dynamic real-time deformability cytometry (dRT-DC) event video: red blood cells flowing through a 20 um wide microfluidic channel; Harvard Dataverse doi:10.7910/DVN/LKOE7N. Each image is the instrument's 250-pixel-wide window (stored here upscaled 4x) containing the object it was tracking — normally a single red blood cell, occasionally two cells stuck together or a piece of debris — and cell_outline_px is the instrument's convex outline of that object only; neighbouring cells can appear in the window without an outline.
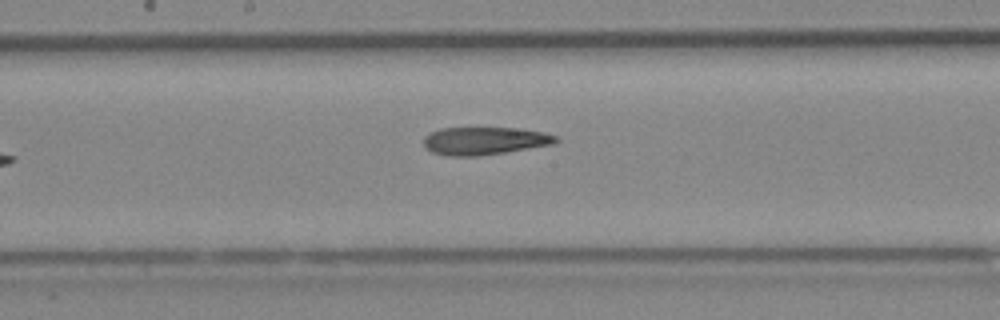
{"species": "Egyptian fruit bat (a non-hibernating species)", "species_latin": "Rousettus aegyptiacus", "temperature_condition": "cold", "stored_images_in_passage": 8, "camera_frame_rate_fps": 3000, "um_per_image_px": 0.085, "animal": {"sex": "female"}, "frame": {"image": 1, "passage_image": 8, "time_ms": 2.333, "image_size_px": [1000, 320], "cell_outline_px": [[560, 140], [552, 144], [480, 156], [448, 156], [432, 152], [424, 148], [424, 136], [428, 132], [440, 128], [516, 128], [544, 132], [556, 136]], "centroid_in_image_um": [41.13, 11.97], "position_along_channel_um": 207.1, "area_um2": 21.44}}